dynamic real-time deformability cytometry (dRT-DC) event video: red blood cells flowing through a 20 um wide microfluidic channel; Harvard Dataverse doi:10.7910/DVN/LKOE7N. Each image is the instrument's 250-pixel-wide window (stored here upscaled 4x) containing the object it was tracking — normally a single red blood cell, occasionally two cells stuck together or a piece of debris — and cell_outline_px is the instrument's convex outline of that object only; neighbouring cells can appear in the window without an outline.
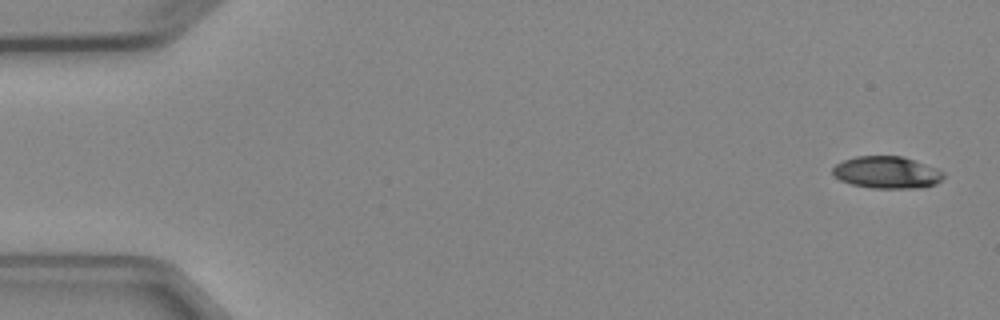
{"species": "Egyptian fruit bat (a non-hibernating species)", "species_latin": "Rousettus aegyptiacus", "temperature_condition": "cold", "stored_images_in_passage": 7, "camera_frame_rate_fps": 3000, "um_per_image_px": 0.085, "animal": {"sex": "female"}, "frame": {"image": 1, "passage_image": 1, "time_ms": 0.0, "image_size_px": [1000, 320], "cell_outline_px": [[944, 176], [936, 184], [924, 188], [872, 188], [852, 184], [840, 180], [832, 176], [832, 168], [836, 164], [844, 160], [856, 156], [900, 156], [936, 168], [944, 172]], "centroid_in_image_um": [75.36, 14.66], "position_along_channel_um": 9.6, "area_um2": 20.69}}
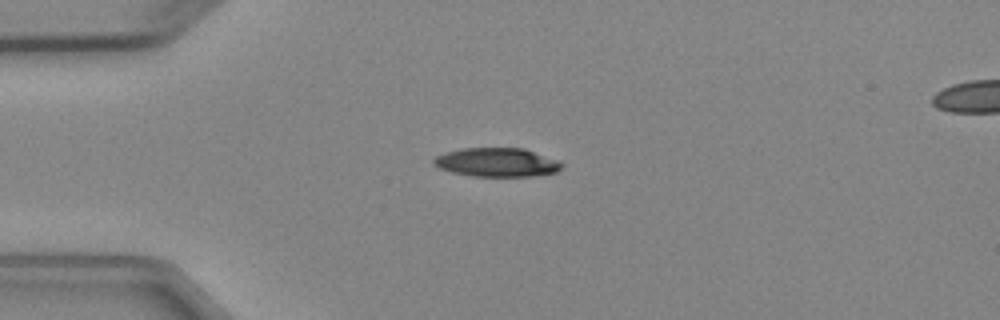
{"frame": {"image": 2, "passage_image": 4, "time_ms": 3.667, "image_size_px": [1000, 320], "cell_outline_px": [[564, 164], [556, 172], [536, 176], [472, 176], [452, 172], [440, 168], [432, 164], [432, 160], [436, 156], [448, 152], [464, 148], [524, 148], [556, 160]], "centroid_in_image_um": [42.22, 13.8], "position_along_channel_um": 42.8, "area_um2": 21.33}}